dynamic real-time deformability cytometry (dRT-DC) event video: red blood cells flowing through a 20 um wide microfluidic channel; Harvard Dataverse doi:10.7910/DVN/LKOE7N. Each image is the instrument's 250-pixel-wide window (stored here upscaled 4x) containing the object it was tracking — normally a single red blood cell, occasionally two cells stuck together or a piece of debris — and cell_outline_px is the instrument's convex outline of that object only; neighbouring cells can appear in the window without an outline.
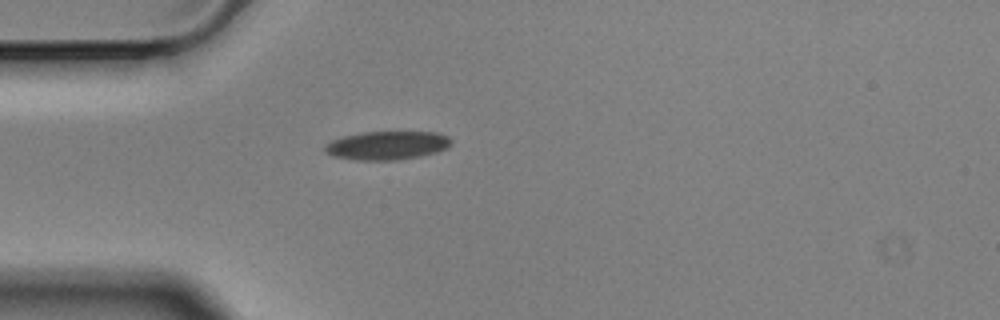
{"species": "Egyptian fruit bat (a non-hibernating species)", "species_latin": "Rousettus aegyptiacus", "temperature_condition": "cold", "stored_images_in_passage": 1, "camera_frame_rate_fps": 3000, "um_per_image_px": 0.085, "animal": {"sex": "male"}, "frame": {"image": 1, "passage_image": 1, "time_ms": 0.0, "image_size_px": [1000, 320], "cell_outline_px": [[452, 144], [448, 148], [436, 152], [420, 156], [396, 160], [356, 160], [332, 156], [324, 152], [324, 148], [332, 140], [344, 136], [364, 132], [436, 132], [448, 136], [452, 140]], "centroid_in_image_um": [32.93, 12.36], "position_along_channel_um": 52.1, "area_um2": 21.04}}